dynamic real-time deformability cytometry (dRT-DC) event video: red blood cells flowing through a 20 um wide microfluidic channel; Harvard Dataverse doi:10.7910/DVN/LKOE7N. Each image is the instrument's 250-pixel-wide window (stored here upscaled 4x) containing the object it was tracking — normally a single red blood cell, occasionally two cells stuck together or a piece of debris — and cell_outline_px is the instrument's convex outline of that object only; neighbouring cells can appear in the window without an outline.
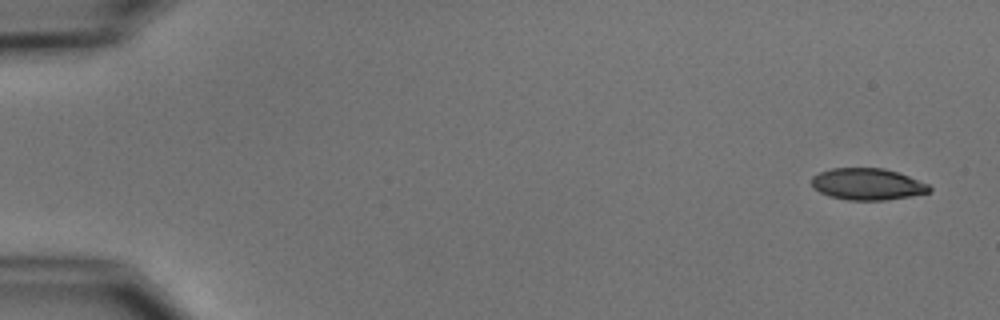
{"species": "common noctule bat (a hibernating species)", "species_latin": "Nyctalus noctula", "temperature_condition": "cold", "stored_images_in_passage": 5, "camera_frame_rate_fps": 3000, "um_per_image_px": 0.085, "animal": {"sex": "male", "body_mass_g": 15.6}, "frame": {"image": 1, "passage_image": 1, "time_ms": 0.0, "image_size_px": [1000, 320], "cell_outline_px": [[932, 192], [912, 196], [884, 200], [848, 200], [828, 196], [820, 192], [812, 184], [812, 176], [820, 172], [832, 168], [884, 168], [908, 176], [928, 184], [932, 188]], "centroid_in_image_um": [73.75, 15.66], "position_along_channel_um": 11.2, "area_um2": 21.68}}
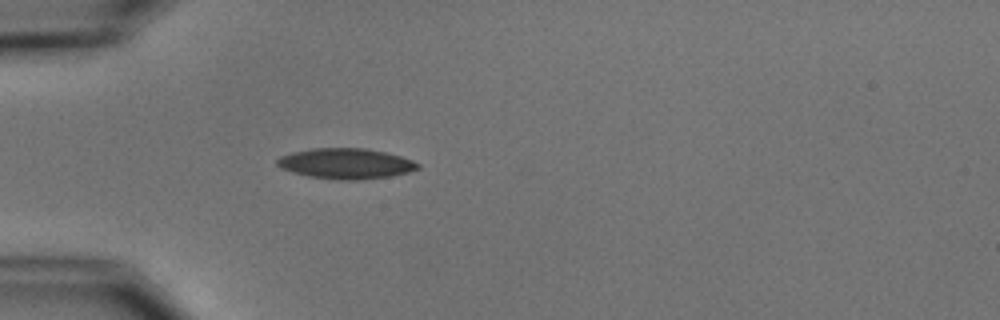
{"frame": {"image": 2, "passage_image": 5, "time_ms": 4.667, "image_size_px": [1000, 320], "cell_outline_px": [[420, 168], [408, 172], [392, 176], [356, 180], [336, 180], [308, 176], [292, 172], [280, 168], [276, 164], [276, 160], [280, 156], [292, 152], [312, 148], [364, 148], [384, 152], [400, 156], [412, 160], [420, 164]], "centroid_in_image_um": [29.38, 13.91], "position_along_channel_um": 55.6, "area_um2": 25.09}}